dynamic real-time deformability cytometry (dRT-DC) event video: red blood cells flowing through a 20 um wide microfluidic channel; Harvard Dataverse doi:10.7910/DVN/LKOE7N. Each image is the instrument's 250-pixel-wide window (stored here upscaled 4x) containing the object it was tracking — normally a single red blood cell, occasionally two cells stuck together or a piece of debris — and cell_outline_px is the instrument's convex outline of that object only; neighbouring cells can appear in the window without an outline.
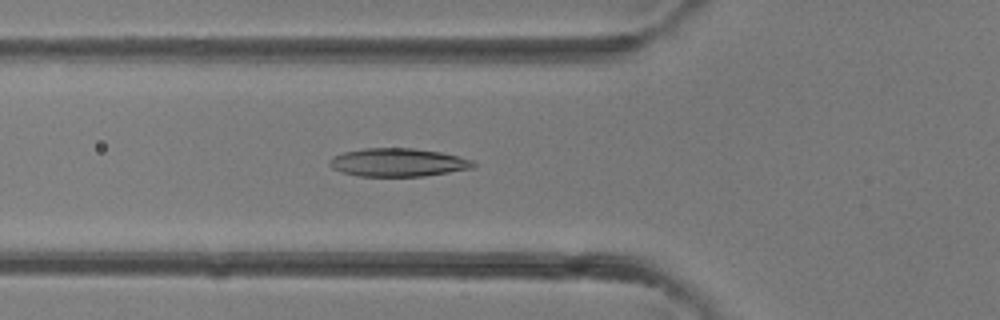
{"species": "common noctule bat (a hibernating species)", "species_latin": "Nyctalus noctula", "temperature_condition": "room temperature", "stored_images_in_passage": 28, "camera_frame_rate_fps": 3000, "um_per_image_px": 0.085, "animal": {"sex": "female"}, "frame": {"image": 1, "passage_image": 3, "time_ms": 0.667, "image_size_px": [1000, 320], "cell_outline_px": [[476, 168], [424, 176], [360, 176], [340, 172], [332, 168], [328, 164], [328, 160], [332, 156], [344, 152], [364, 148], [412, 148], [440, 152], [472, 160], [476, 164]], "centroid_in_image_um": [33.81, 13.81], "position_along_channel_um": 92.0, "area_um2": 23.76}}
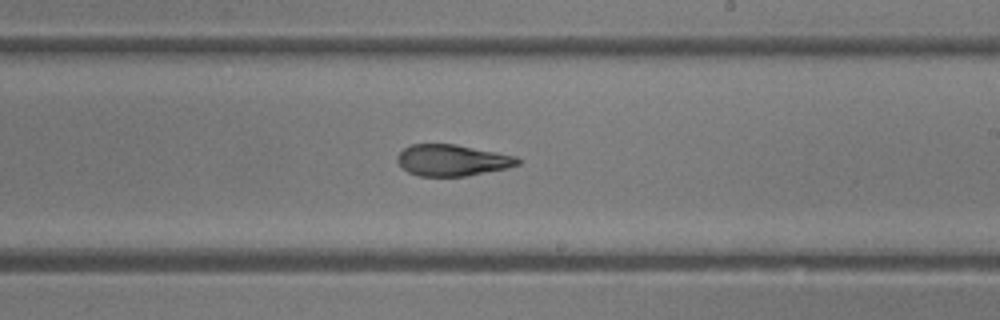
{"frame": {"image": 2, "passage_image": 12, "time_ms": 3.667, "image_size_px": [1000, 320], "cell_outline_px": [[520, 164], [508, 168], [464, 176], [420, 176], [408, 172], [396, 160], [396, 156], [404, 148], [412, 144], [456, 144], [516, 156], [520, 160]], "centroid_in_image_um": [38.44, 13.62], "position_along_channel_um": 250.6, "area_um2": 21.91}}
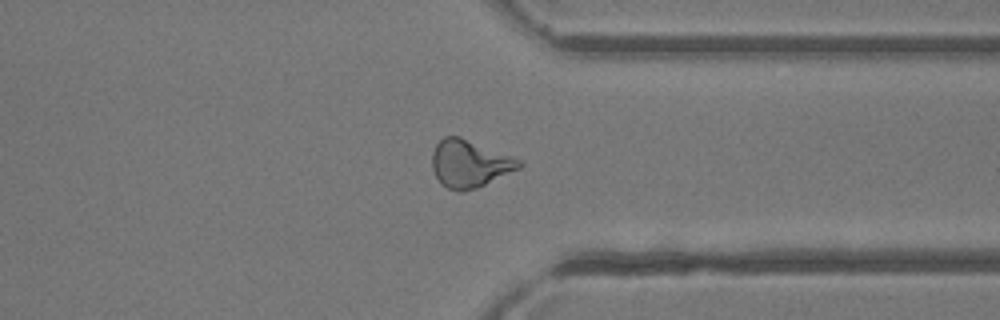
{"frame": {"image": 3, "passage_image": 19, "time_ms": 6.0, "image_size_px": [1000, 320], "cell_outline_px": [[524, 164], [520, 168], [476, 188], [464, 192], [460, 192], [448, 188], [436, 176], [432, 168], [432, 152], [436, 144], [444, 136], [460, 136], [512, 156], [520, 160]], "centroid_in_image_um": [39.91, 13.9], "position_along_channel_um": 371.5, "area_um2": 23.87}}